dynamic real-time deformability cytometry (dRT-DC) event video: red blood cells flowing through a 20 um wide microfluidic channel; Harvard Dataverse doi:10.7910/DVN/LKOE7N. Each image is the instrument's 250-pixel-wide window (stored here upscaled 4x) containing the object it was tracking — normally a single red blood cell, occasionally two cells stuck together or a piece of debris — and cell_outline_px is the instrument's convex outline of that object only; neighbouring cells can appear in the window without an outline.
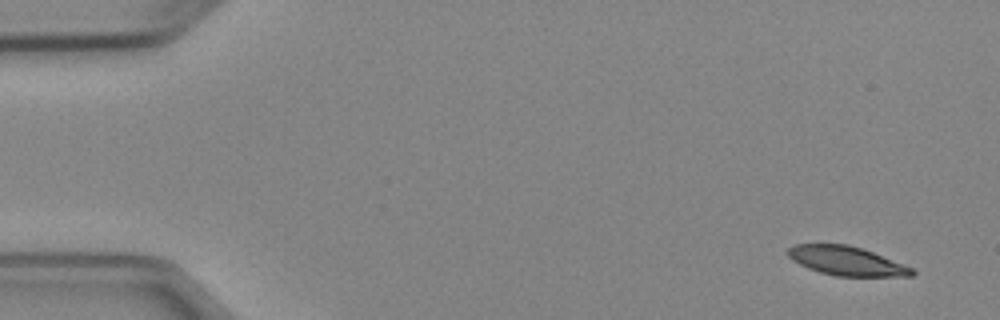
{"species": "Egyptian fruit bat (a non-hibernating species)", "species_latin": "Rousettus aegyptiacus", "temperature_condition": "cold", "stored_images_in_passage": 6, "camera_frame_rate_fps": 3000, "um_per_image_px": 0.085, "animal": {"sex": "female"}, "frame": {"image": 1, "passage_image": 1, "time_ms": 0.0, "image_size_px": [1000, 320], "cell_outline_px": [[916, 272], [912, 276], [836, 276], [820, 272], [808, 268], [792, 260], [788, 256], [788, 248], [792, 244], [848, 244], [872, 252], [912, 268]], "centroid_in_image_um": [71.91, 22.17], "position_along_channel_um": 13.1, "area_um2": 20.75}}
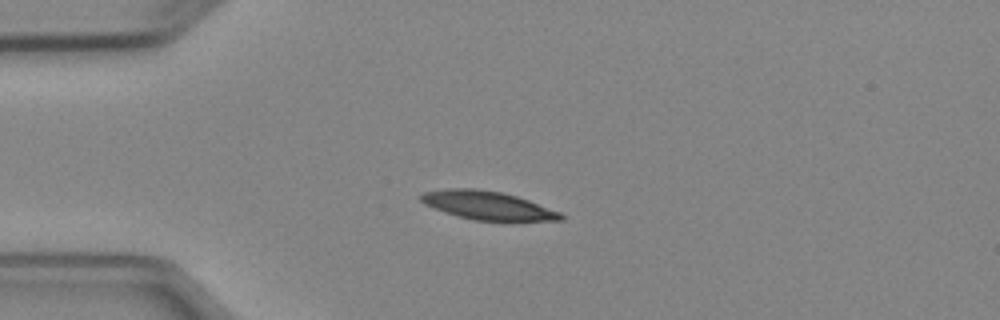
{"frame": {"image": 2, "passage_image": 4, "time_ms": 3.333, "image_size_px": [1000, 320], "cell_outline_px": [[564, 220], [472, 220], [424, 204], [420, 200], [420, 196], [424, 192], [448, 188], [476, 188], [504, 192], [528, 200], [560, 212], [564, 216]], "centroid_in_image_um": [41.45, 17.44], "position_along_channel_um": 43.6, "area_um2": 22.77}}
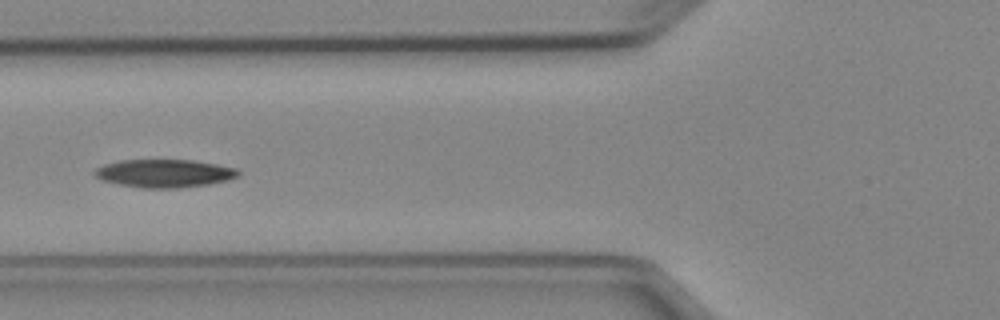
{"frame": {"image": 3, "passage_image": 6, "time_ms": 5.667, "image_size_px": [1000, 320], "cell_outline_px": [[240, 172], [236, 176], [228, 180], [208, 184], [180, 188], [140, 188], [100, 180], [92, 172], [96, 168], [104, 164], [120, 160], [196, 160], [236, 168]], "centroid_in_image_um": [13.94, 14.73], "position_along_channel_um": 111.9, "area_um2": 23.52}}